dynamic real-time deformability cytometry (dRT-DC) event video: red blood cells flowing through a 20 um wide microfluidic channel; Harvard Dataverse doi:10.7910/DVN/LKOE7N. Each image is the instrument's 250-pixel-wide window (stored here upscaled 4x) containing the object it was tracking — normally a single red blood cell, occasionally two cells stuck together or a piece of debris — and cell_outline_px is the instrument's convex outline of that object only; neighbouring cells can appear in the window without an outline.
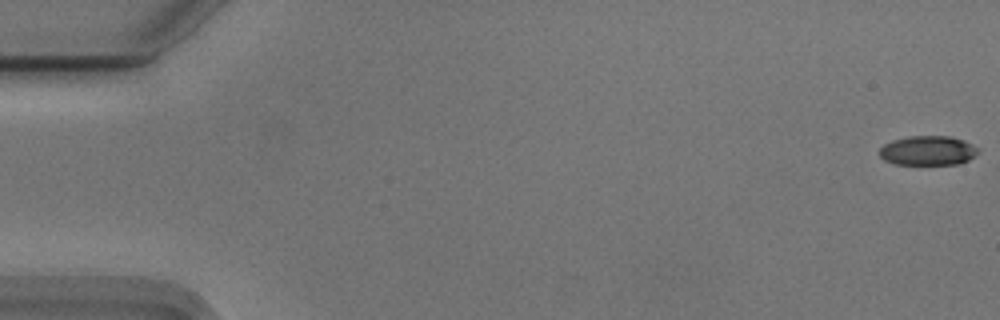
{"species": "Egyptian fruit bat (a non-hibernating species)", "species_latin": "Rousettus aegyptiacus", "temperature_condition": "cold", "stored_images_in_passage": 51, "camera_frame_rate_fps": 3000, "um_per_image_px": 0.085, "animal": {"sex": "male"}, "frame": {"image": 1, "passage_image": 1, "time_ms": 0.0, "image_size_px": [1000, 320], "cell_outline_px": [[980, 148], [976, 156], [960, 164], [896, 164], [884, 160], [880, 156], [880, 148], [884, 144], [892, 140], [908, 136], [952, 136], [964, 140]], "centroid_in_image_um": [78.91, 12.79], "position_along_channel_um": 6.1, "area_um2": 17.11}}
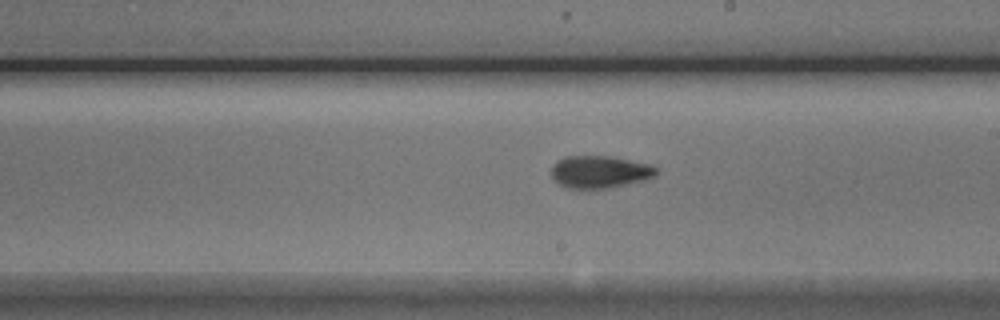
{"frame": {"image": 2, "passage_image": 32, "time_ms": 10.333, "image_size_px": [1000, 320], "cell_outline_px": [[656, 172], [652, 176], [644, 180], [608, 188], [568, 188], [560, 184], [552, 176], [552, 164], [556, 160], [564, 156], [612, 156], [648, 164], [656, 168]], "centroid_in_image_um": [50.93, 14.59], "position_along_channel_um": 238.1, "area_um2": 19.54}}
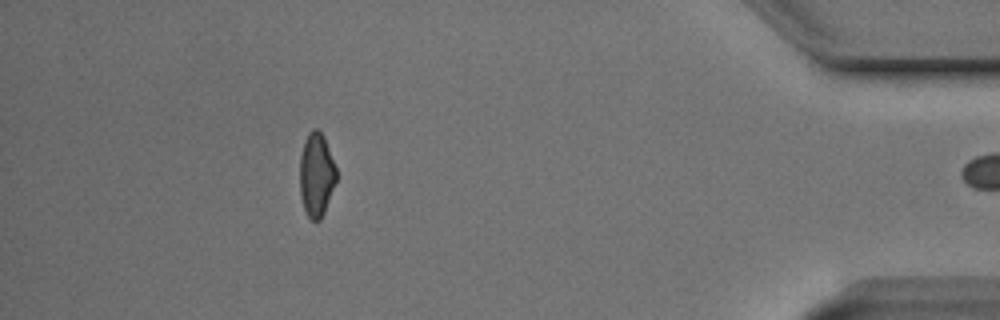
{"frame": {"image": 3, "passage_image": 50, "time_ms": 16.333, "image_size_px": [1000, 320], "cell_outline_px": [[336, 180], [324, 212], [320, 220], [312, 220], [308, 216], [304, 208], [300, 196], [300, 156], [304, 140], [308, 132], [312, 128], [316, 128], [324, 136], [336, 168]], "centroid_in_image_um": [26.88, 14.82], "position_along_channel_um": 408.3, "area_um2": 17.74}}